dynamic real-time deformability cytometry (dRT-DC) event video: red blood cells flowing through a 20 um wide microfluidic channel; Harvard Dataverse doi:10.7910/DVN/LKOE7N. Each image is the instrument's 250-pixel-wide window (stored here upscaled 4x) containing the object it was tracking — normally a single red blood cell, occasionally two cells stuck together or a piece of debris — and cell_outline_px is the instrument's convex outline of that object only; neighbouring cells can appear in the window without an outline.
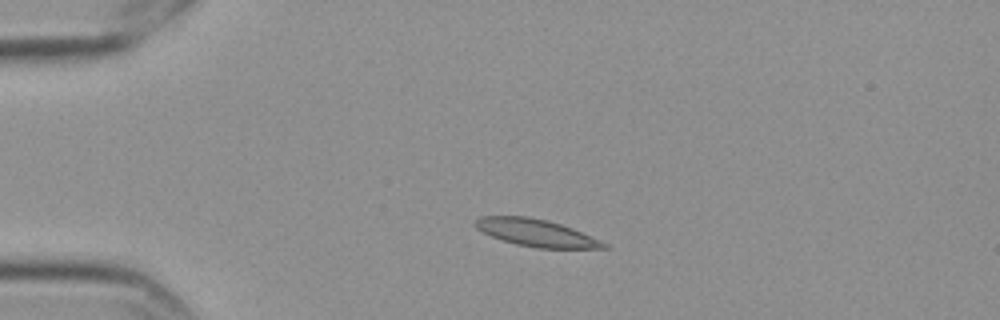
{"species": "Egyptian fruit bat (a non-hibernating species)", "species_latin": "Rousettus aegyptiacus", "temperature_condition": "cold", "stored_images_in_passage": 45, "camera_frame_rate_fps": 3000, "um_per_image_px": 0.085, "frame": {"image": 1, "passage_image": 1, "time_ms": 0.0, "image_size_px": [1000, 320], "cell_outline_px": [[612, 248], [536, 248], [516, 244], [492, 236], [476, 228], [472, 224], [480, 216], [528, 216], [548, 220], [572, 228], [600, 240], [608, 244]], "centroid_in_image_um": [45.58, 19.78], "position_along_channel_um": 39.4, "area_um2": 20.29}}
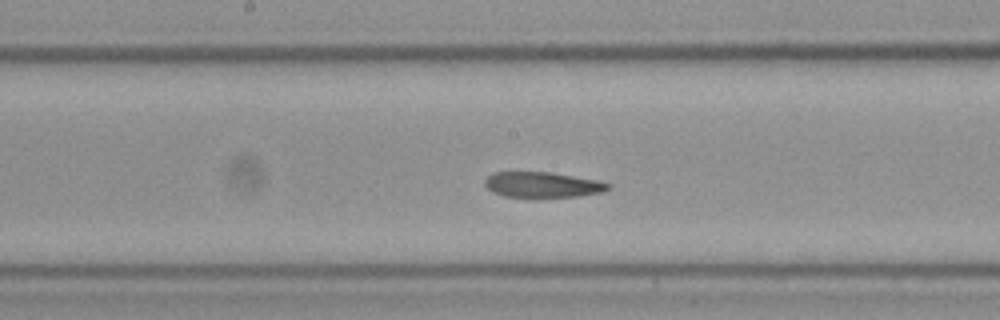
{"frame": {"image": 2, "passage_image": 18, "time_ms": 5.667, "image_size_px": [1000, 320], "cell_outline_px": [[612, 188], [600, 192], [580, 196], [536, 200], [532, 200], [504, 196], [492, 192], [484, 184], [484, 180], [492, 172], [548, 172], [596, 180], [612, 184]], "centroid_in_image_um": [46.08, 15.75], "position_along_channel_um": 202.1, "area_um2": 19.13}}
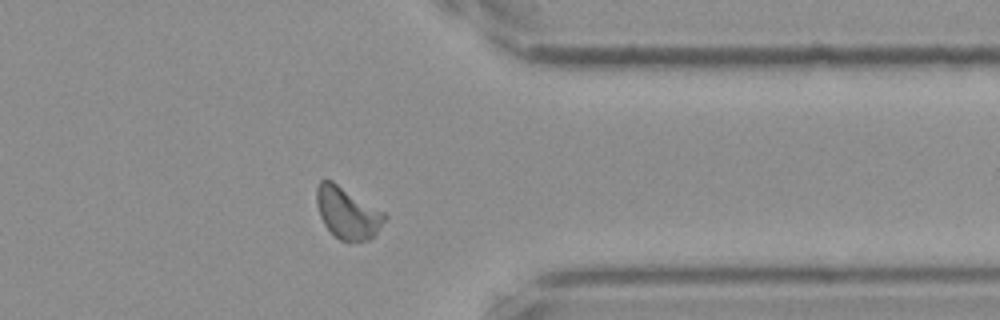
{"frame": {"image": 3, "passage_image": 34, "time_ms": 11.0, "image_size_px": [1000, 320], "cell_outline_px": [[388, 216], [376, 236], [368, 240], [348, 244], [340, 240], [324, 224], [320, 216], [316, 204], [316, 188], [320, 180], [332, 180], [384, 212]], "centroid_in_image_um": [29.55, 18.13], "position_along_channel_um": 381.8, "area_um2": 20.81}, "authors_computed_cell_mechanics": {"area_um2": 19.4208, "velocity_mm_per_s": 3.513, "shape_relaxation_time_tau1_ms": null, "shape_relaxation_time_tau2_ms": 2.37, "deformation_change_tau1": null, "deformation_change_tau2": 0.0747}}